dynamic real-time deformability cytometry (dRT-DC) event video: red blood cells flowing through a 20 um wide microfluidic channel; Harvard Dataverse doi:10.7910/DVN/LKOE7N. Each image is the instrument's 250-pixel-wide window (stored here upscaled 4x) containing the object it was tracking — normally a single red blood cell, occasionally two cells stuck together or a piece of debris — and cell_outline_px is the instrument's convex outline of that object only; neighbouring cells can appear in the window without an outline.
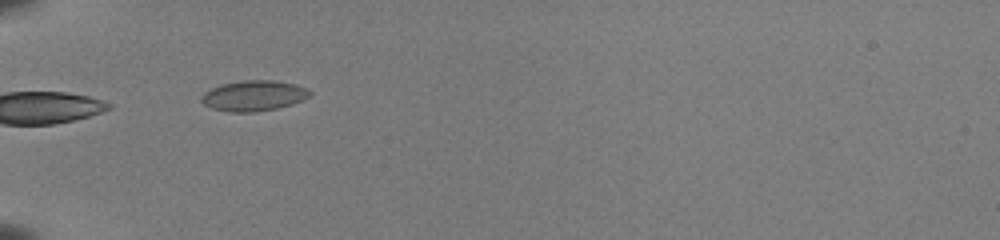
{"species": "common noctule bat (a hibernating species)", "species_latin": "Nyctalus noctula", "temperature_condition": "room temperature", "stored_images_in_passage": 3, "camera_frame_rate_fps": 3000, "um_per_image_px": 0.085, "animal": {"sex": "female", "body_mass_g": 22.0, "forearm_length_mm": 56.7}, "frame": {"image": 1, "passage_image": 1, "time_ms": 0.0, "image_size_px": [1000, 240], "cell_outline_px": [[312, 92], [304, 100], [292, 104], [276, 108], [256, 112], [228, 112], [212, 108], [204, 104], [200, 100], [200, 96], [204, 92], [212, 88], [224, 84], [244, 80], [272, 80], [296, 84], [308, 88]], "centroid_in_image_um": [21.58, 8.14], "position_along_channel_um": 63.4, "area_um2": 19.31}}